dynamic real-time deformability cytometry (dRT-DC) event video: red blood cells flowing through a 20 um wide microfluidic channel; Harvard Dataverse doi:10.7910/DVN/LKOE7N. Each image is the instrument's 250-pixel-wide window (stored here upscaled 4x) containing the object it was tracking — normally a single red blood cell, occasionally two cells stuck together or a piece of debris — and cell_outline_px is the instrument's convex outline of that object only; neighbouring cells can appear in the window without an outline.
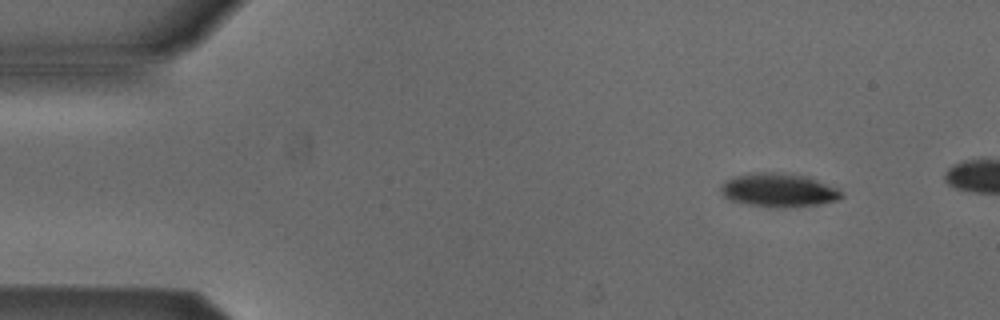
{"species": "Egyptian fruit bat (a non-hibernating species)", "species_latin": "Rousettus aegyptiacus", "temperature_condition": "cold", "stored_images_in_passage": 6, "segment_of_instrument_passage": [1, 2], "camera_frame_rate_fps": 3000, "um_per_image_px": 0.085, "animal": {"sex": "male"}, "frame": {"image": 1, "passage_image": 2, "time_ms": 0.333, "image_size_px": [1000, 320], "cell_outline_px": [[844, 196], [836, 200], [820, 204], [776, 208], [748, 204], [728, 200], [720, 192], [720, 184], [724, 180], [736, 176], [752, 172], [776, 172], [804, 176], [836, 188], [844, 192]], "centroid_in_image_um": [66.12, 16.16], "position_along_channel_um": 18.9, "area_um2": 23.58}}
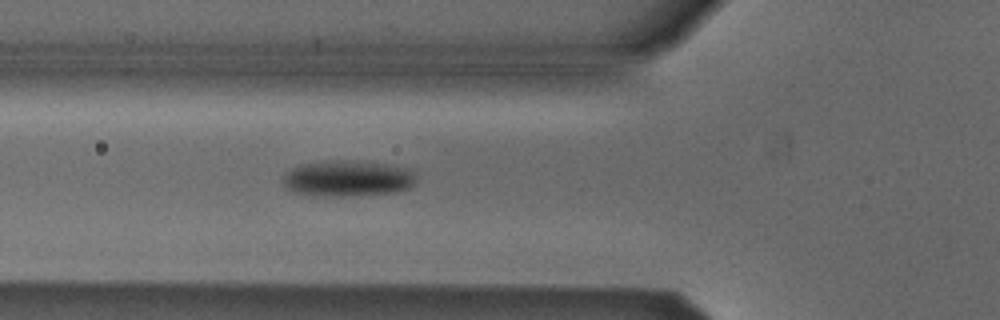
{"frame": {"image": 2, "passage_image": 5, "time_ms": 1.333, "image_size_px": [1000, 320], "cell_outline_px": [[416, 180], [408, 188], [396, 192], [344, 196], [308, 196], [292, 192], [284, 184], [284, 176], [292, 168], [304, 164], [324, 160], [340, 160], [388, 164], [408, 168], [416, 172]], "centroid_in_image_um": [29.56, 15.17], "position_along_channel_um": 96.2, "area_um2": 28.03}}